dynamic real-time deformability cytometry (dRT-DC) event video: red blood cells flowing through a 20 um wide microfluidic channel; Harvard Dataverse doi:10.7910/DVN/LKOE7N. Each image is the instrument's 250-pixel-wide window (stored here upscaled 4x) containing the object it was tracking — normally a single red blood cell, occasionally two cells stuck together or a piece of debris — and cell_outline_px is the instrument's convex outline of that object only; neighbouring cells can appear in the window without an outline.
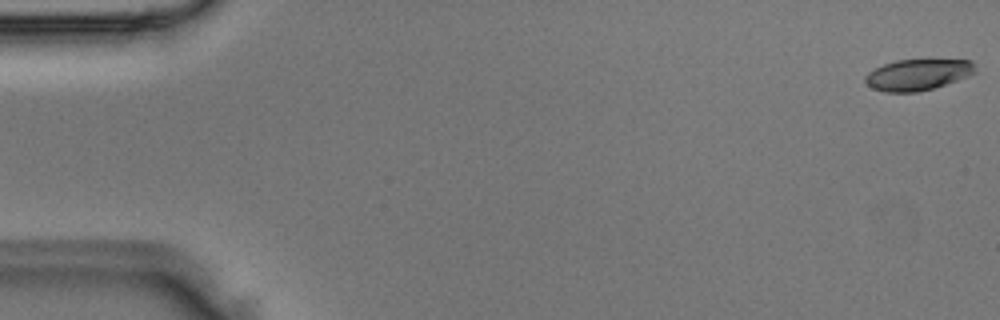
{"species": "Egyptian fruit bat (a non-hibernating species)", "species_latin": "Rousettus aegyptiacus", "temperature_condition": "room temperature", "stored_images_in_passage": 4, "camera_frame_rate_fps": 3000, "um_per_image_px": 0.085, "animal": {"sex": "male"}, "frame": {"image": 1, "passage_image": 1, "time_ms": 0.0, "image_size_px": [1000, 320], "cell_outline_px": [[976, 72], [968, 76], [932, 88], [916, 92], [884, 92], [872, 88], [864, 80], [864, 76], [868, 72], [884, 64], [896, 60], [972, 60], [976, 64]], "centroid_in_image_um": [78.01, 6.34], "position_along_channel_um": 7.0, "area_um2": 19.83}}